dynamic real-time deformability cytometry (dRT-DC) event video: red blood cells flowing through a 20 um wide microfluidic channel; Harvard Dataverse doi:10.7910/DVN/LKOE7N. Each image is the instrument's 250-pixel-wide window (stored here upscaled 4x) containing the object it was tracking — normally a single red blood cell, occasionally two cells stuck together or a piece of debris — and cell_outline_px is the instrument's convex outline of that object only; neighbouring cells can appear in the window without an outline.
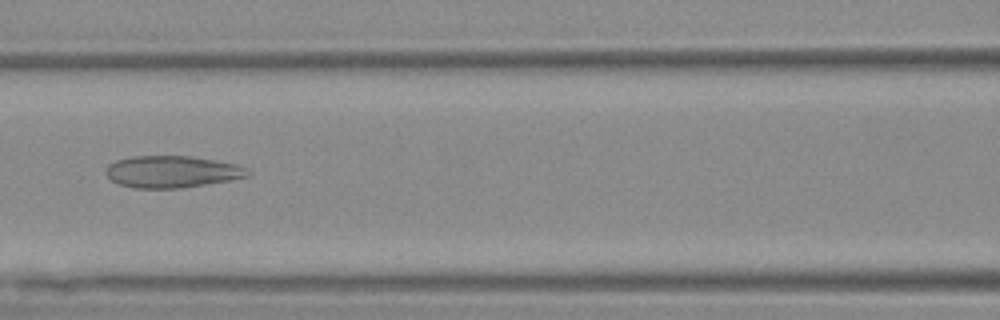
{"species": "Egyptian fruit bat (a non-hibernating species)", "species_latin": "Rousettus aegyptiacus", "temperature_condition": "warm", "stored_images_in_passage": 52, "camera_frame_rate_fps": 3000, "um_per_image_px": 0.085, "animal": {"sex": "female"}, "frame": {"image": 1, "passage_image": 22, "time_ms": 7.0, "image_size_px": [1000, 320], "cell_outline_px": [[252, 176], [180, 188], [136, 188], [120, 184], [112, 180], [104, 172], [108, 164], [116, 160], [132, 156], [192, 156], [216, 160], [236, 164], [252, 172]], "centroid_in_image_um": [14.62, 14.58], "position_along_channel_um": 152.0, "area_um2": 26.3}}
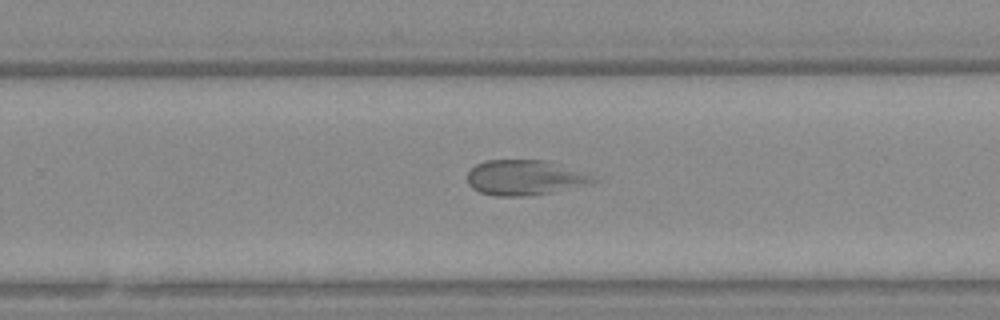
{"frame": {"image": 2, "passage_image": 33, "time_ms": 10.667, "image_size_px": [1000, 320], "cell_outline_px": [[596, 180], [584, 184], [552, 192], [524, 196], [496, 196], [480, 192], [472, 188], [468, 184], [468, 172], [476, 164], [484, 160], [544, 160], [588, 176]], "centroid_in_image_um": [44.43, 15.1], "position_along_channel_um": 285.4, "area_um2": 24.8}}
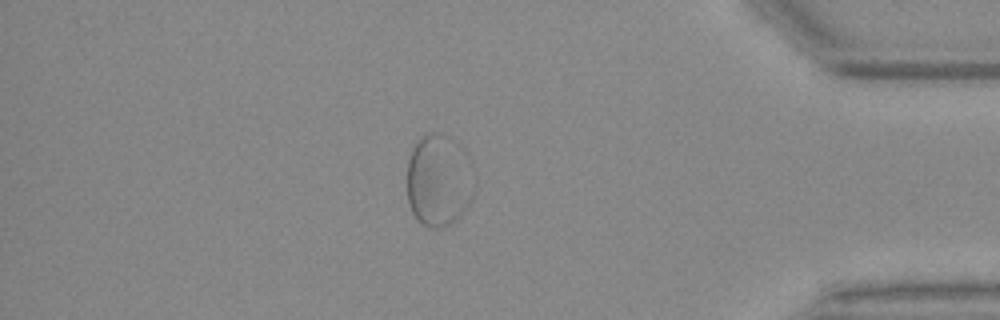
{"frame": {"image": 3, "passage_image": 45, "time_ms": 14.667, "image_size_px": [1000, 320], "cell_outline_px": [[476, 188], [472, 200], [460, 216], [456, 220], [448, 224], [436, 228], [432, 228], [416, 220], [412, 212], [408, 200], [408, 160], [412, 148], [428, 132], [444, 132], [460, 144], [468, 152], [476, 184]], "centroid_in_image_um": [37.36, 15.3], "position_along_channel_um": 397.8, "area_um2": 36.93}}